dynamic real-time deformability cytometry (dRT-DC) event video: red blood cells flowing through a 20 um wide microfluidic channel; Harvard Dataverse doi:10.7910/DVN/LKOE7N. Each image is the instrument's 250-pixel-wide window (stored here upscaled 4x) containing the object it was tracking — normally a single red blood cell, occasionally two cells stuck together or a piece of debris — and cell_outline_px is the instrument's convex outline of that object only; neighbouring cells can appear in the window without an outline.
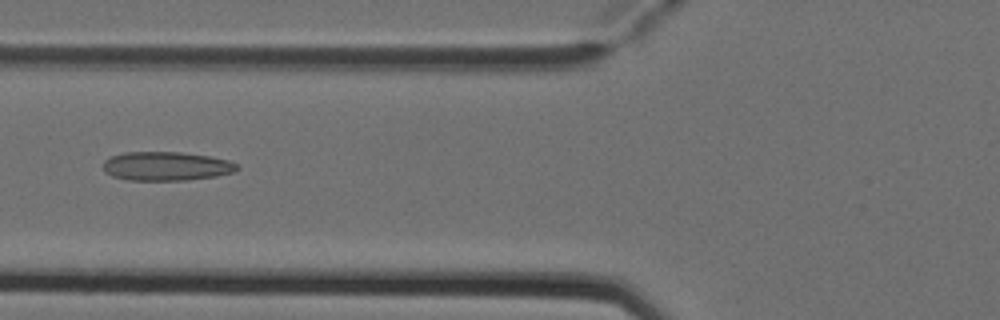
{"species": "Egyptian fruit bat (a non-hibernating species)", "species_latin": "Rousettus aegyptiacus", "temperature_condition": "cold", "stored_images_in_passage": 5, "camera_frame_rate_fps": 3000, "um_per_image_px": 0.085, "animal": {"sex": "female"}, "frame": {"image": 1, "passage_image": 5, "time_ms": 1.333, "image_size_px": [1000, 320], "cell_outline_px": [[240, 168], [232, 172], [216, 176], [188, 180], [128, 180], [112, 176], [104, 172], [104, 160], [112, 156], [124, 152], [180, 152], [208, 156], [228, 160], [236, 164]], "centroid_in_image_um": [14.11, 14.13], "position_along_channel_um": 111.7, "area_um2": 22.48}}